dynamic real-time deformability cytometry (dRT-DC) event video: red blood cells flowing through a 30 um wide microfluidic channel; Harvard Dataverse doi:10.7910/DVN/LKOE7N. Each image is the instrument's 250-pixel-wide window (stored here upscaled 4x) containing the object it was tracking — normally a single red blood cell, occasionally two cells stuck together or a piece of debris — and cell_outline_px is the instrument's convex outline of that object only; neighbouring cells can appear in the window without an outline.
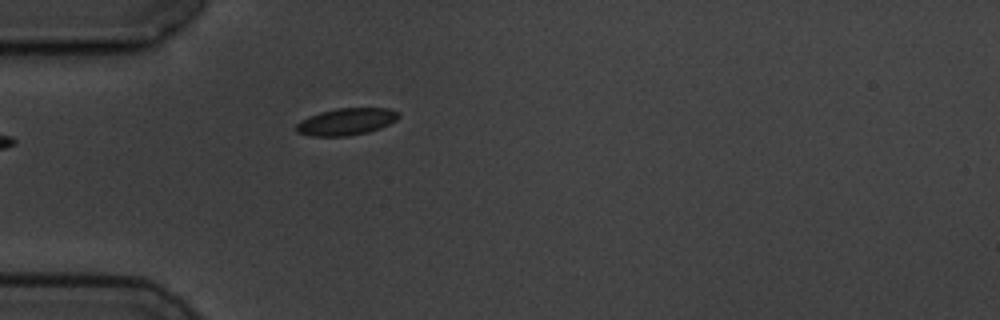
{"species": "common noctule bat (a hibernating species)", "species_latin": "Nyctalus noctula", "temperature_condition": "cold", "stored_images_in_passage": 5, "camera_frame_rate_fps": 3000, "um_per_image_px": 0.085, "animal": {"sex": "male", "body_mass_g": 19.5, "forearm_length_mm": 54.6}, "frame": {"image": 1, "passage_image": 5, "time_ms": 4.667, "image_size_px": [1000, 320], "cell_outline_px": [[400, 116], [396, 120], [380, 128], [368, 132], [348, 136], [312, 136], [296, 132], [296, 124], [300, 120], [308, 116], [320, 112], [336, 108], [388, 108], [396, 112]], "centroid_in_image_um": [29.4, 10.34], "position_along_channel_um": 55.6, "area_um2": 16.07}}